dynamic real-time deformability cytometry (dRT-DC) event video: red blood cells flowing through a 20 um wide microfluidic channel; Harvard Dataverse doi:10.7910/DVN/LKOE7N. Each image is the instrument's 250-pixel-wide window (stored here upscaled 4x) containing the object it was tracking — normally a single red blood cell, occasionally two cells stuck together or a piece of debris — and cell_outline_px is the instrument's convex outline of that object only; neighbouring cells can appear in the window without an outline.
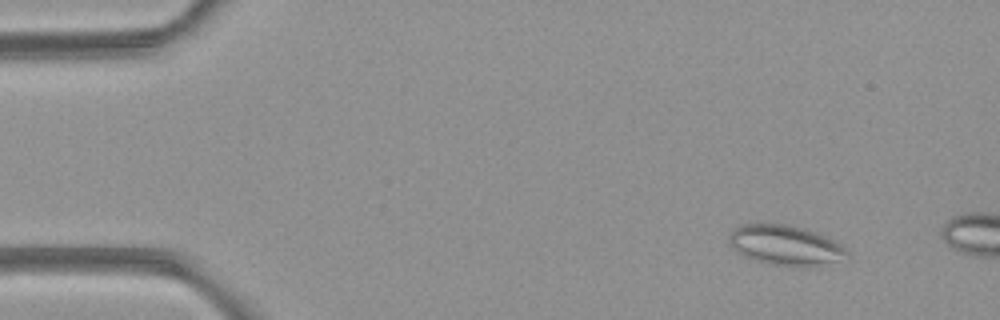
{"species": "common noctule bat (a hibernating species)", "species_latin": "Nyctalus noctula", "temperature_condition": "room temperature", "stored_images_in_passage": 2, "camera_frame_rate_fps": 3000, "um_per_image_px": 0.085, "animal": {"sex": "female", "body_mass_g": 21.9}, "frame": {"image": 1, "passage_image": 1, "time_ms": 0.0, "image_size_px": [1000, 320], "cell_outline_px": [[848, 252], [836, 260], [812, 268], [808, 268], [772, 264], [756, 260], [744, 256], [736, 252], [728, 244], [728, 236], [740, 224], [784, 224], [804, 228], [824, 236], [840, 244]], "centroid_in_image_um": [66.69, 20.85], "position_along_channel_um": 18.3, "area_um2": 27.17}}